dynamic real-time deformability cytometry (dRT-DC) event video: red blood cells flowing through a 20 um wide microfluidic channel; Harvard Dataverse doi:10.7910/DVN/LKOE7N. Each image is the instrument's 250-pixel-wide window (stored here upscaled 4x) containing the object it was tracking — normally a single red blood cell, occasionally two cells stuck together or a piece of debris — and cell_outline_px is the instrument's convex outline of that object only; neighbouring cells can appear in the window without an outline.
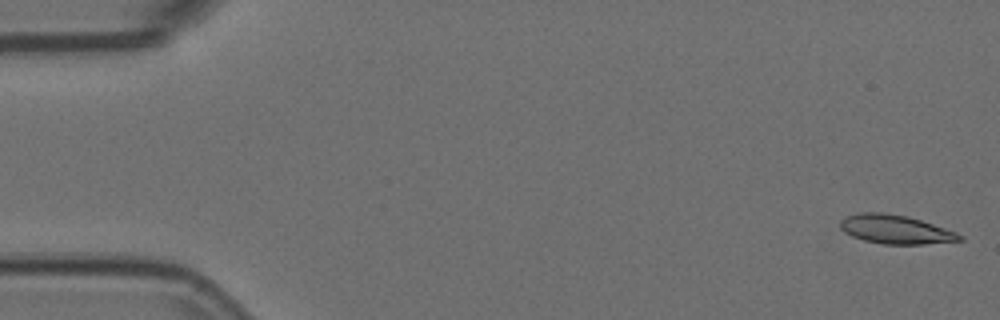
{"species": "Egyptian fruit bat (a non-hibernating species)", "species_latin": "Rousettus aegyptiacus", "temperature_condition": "room temperature", "stored_images_in_passage": 54, "camera_frame_rate_fps": 3000, "um_per_image_px": 0.085, "animal": {"sex": "female"}, "frame": {"image": 1, "passage_image": 1, "time_ms": 0.0, "image_size_px": [1000, 320], "cell_outline_px": [[964, 240], [924, 244], [884, 244], [864, 240], [852, 236], [844, 232], [840, 228], [840, 220], [848, 216], [860, 212], [884, 212], [908, 216], [956, 232], [964, 236]], "centroid_in_image_um": [76.11, 19.49], "position_along_channel_um": 8.9, "area_um2": 20.0}}
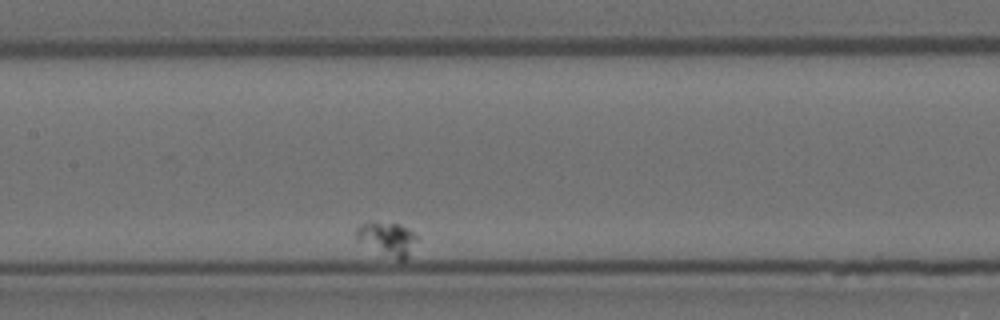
{"frame": {"image": 2, "passage_image": 19, "time_ms": 6.0, "image_size_px": [1000, 320], "cell_outline_px": [[416, 240], [408, 256], [404, 260], [400, 260], [356, 240], [356, 228], [360, 224], [372, 220], [400, 224], [408, 228], [416, 236]], "centroid_in_image_um": [32.89, 20.23], "position_along_channel_um": 174.5, "area_um2": 11.62}}
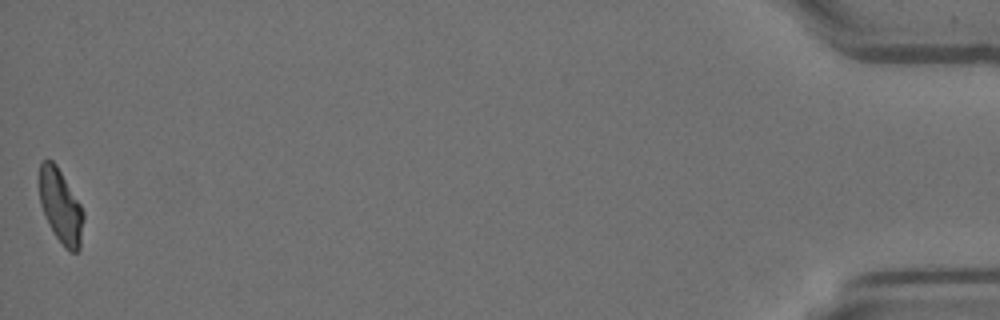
{"frame": {"image": 3, "passage_image": 54, "time_ms": 17.667, "image_size_px": [1000, 320], "cell_outline_px": [[84, 220], [80, 248], [76, 252], [68, 252], [64, 248], [56, 236], [40, 204], [40, 164], [44, 160], [52, 160], [56, 164], [80, 204], [84, 212]], "centroid_in_image_um": [5.19, 17.57], "position_along_channel_um": 430.0, "area_um2": 18.67}}